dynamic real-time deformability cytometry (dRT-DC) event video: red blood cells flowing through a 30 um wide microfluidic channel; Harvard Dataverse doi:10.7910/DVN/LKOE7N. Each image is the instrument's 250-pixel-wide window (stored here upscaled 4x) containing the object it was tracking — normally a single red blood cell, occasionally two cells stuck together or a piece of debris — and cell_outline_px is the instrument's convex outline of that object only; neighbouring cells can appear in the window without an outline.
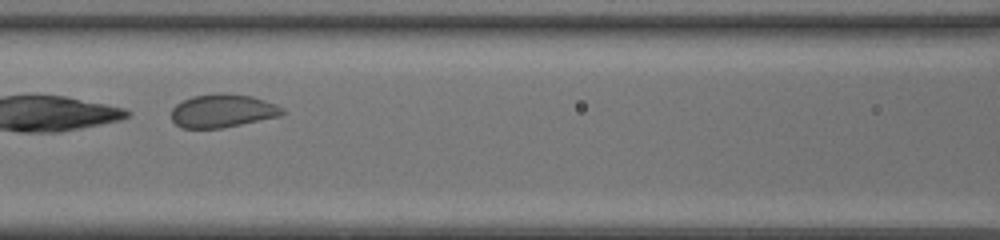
{"species": "common noctule bat (a hibernating species)", "species_latin": "Nyctalus noctula", "temperature_condition": "room temperature", "stored_images_in_passage": 38, "camera_frame_rate_fps": 3000, "um_per_image_px": 0.085, "animal": {"sex": "female", "body_mass_g": 20.0, "forearm_length_mm": 54.0}, "frame": {"image": 1, "passage_image": 14, "time_ms": 4.333, "image_size_px": [1000, 240], "cell_outline_px": [[284, 112], [280, 116], [220, 128], [180, 128], [172, 120], [172, 108], [176, 104], [192, 96], [216, 92], [220, 92], [252, 96], [276, 104], [284, 108]], "centroid_in_image_um": [18.91, 9.41], "position_along_channel_um": 147.7, "area_um2": 21.56}}
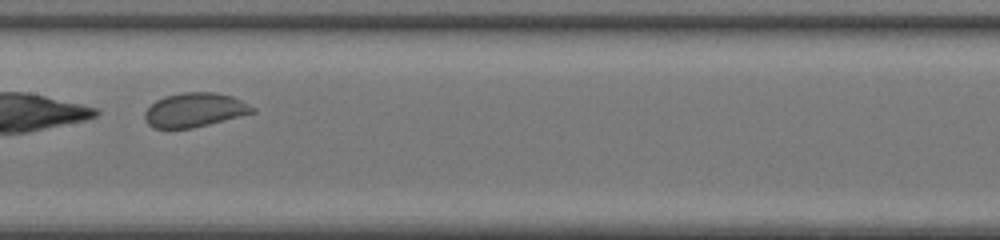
{"frame": {"image": 2, "passage_image": 17, "time_ms": 5.333, "image_size_px": [1000, 240], "cell_outline_px": [[256, 112], [192, 128], [152, 128], [144, 120], [144, 112], [156, 100], [164, 96], [180, 92], [212, 92], [232, 96], [256, 108]], "centroid_in_image_um": [16.52, 9.34], "position_along_channel_um": 190.9, "area_um2": 21.39}}
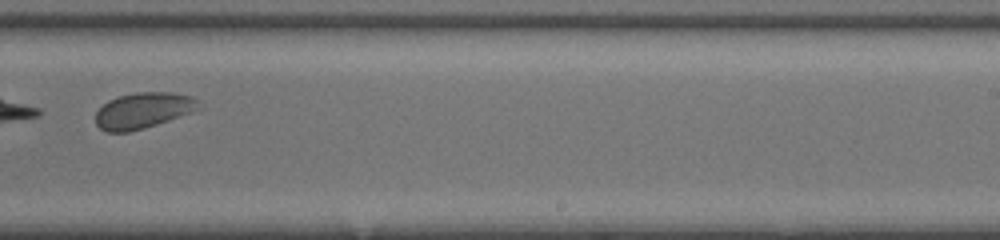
{"frame": {"image": 3, "passage_image": 23, "time_ms": 7.333, "image_size_px": [1000, 240], "cell_outline_px": [[204, 108], [144, 128], [128, 132], [108, 132], [100, 128], [96, 124], [96, 112], [108, 100], [120, 96], [136, 92], [172, 92], [192, 96], [200, 100]], "centroid_in_image_um": [12.23, 9.38], "position_along_channel_um": 276.8, "area_um2": 21.68}, "authors_computed_cell_mechanics": {"area_um2": 22.4842, "velocity_mm_per_s": 4.3219, "shape_relaxation_time_tau1_ms": 0.2404, "shape_relaxation_time_tau2_ms": null, "deformation_change_tau1": 0.2737, "deformation_change_tau2": null}}